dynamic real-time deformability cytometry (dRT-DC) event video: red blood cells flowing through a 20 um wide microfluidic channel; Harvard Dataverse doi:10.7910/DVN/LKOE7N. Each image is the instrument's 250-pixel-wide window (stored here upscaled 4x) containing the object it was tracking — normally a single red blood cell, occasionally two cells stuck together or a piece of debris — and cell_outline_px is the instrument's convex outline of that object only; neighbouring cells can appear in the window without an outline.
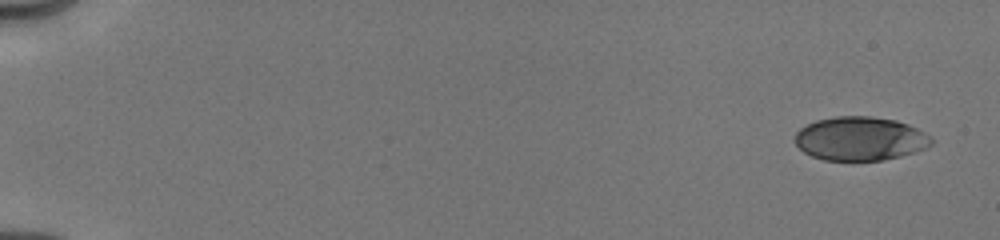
{"species": "human", "species_latin": "Homo sapiens", "temperature_condition": "cold", "stored_images_in_passage": 6, "camera_frame_rate_fps": 3000, "um_per_image_px": 0.085, "donor": {"sex": "male"}, "frame": {"image": 1, "passage_image": 1, "time_ms": 0.0, "image_size_px": [1000, 240], "cell_outline_px": [[932, 144], [924, 148], [900, 156], [884, 160], [824, 160], [812, 156], [804, 152], [796, 144], [796, 132], [800, 128], [816, 120], [836, 116], [872, 116], [896, 120], [908, 124], [924, 132], [932, 140]], "centroid_in_image_um": [73.1, 11.78], "position_along_channel_um": 11.9, "area_um2": 34.56}}
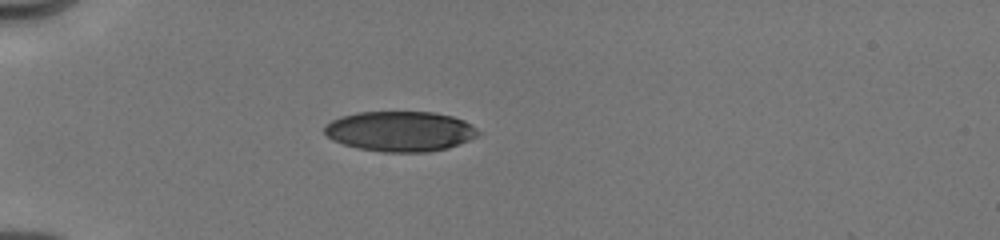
{"frame": {"image": 2, "passage_image": 5, "time_ms": 4.667, "image_size_px": [1000, 240], "cell_outline_px": [[480, 132], [476, 136], [468, 140], [448, 148], [428, 152], [384, 152], [360, 148], [344, 144], [332, 140], [324, 132], [324, 124], [340, 116], [356, 112], [432, 112], [452, 116], [464, 120], [476, 128]], "centroid_in_image_um": [33.99, 11.15], "position_along_channel_um": 51.0, "area_um2": 35.95}}